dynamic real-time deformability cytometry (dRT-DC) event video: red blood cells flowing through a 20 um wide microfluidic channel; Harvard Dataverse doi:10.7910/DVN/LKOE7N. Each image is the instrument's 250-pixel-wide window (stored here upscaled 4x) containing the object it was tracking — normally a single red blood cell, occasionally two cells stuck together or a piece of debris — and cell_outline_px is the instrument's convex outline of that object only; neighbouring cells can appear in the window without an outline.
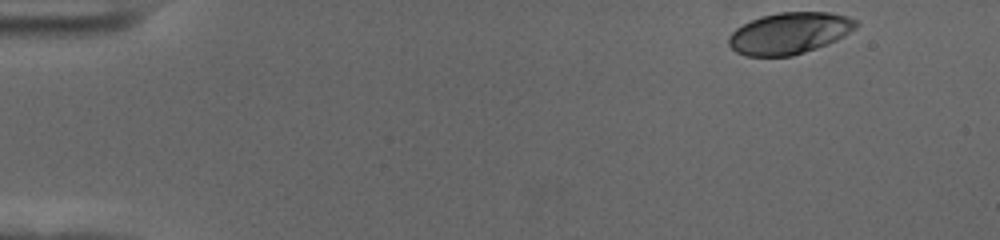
{"species": "human", "species_latin": "Homo sapiens", "temperature_condition": "cold", "stored_images_in_passage": 52, "camera_frame_rate_fps": 3000, "um_per_image_px": 0.085, "donor": {"sex": "female"}, "frame": {"image": 1, "passage_image": 1, "time_ms": 0.0, "image_size_px": [1000, 240], "cell_outline_px": [[860, 24], [856, 28], [844, 36], [828, 44], [792, 56], [744, 56], [736, 52], [728, 44], [728, 36], [736, 28], [760, 16], [780, 12], [828, 12], [848, 16], [856, 20]], "centroid_in_image_um": [67.11, 2.82], "position_along_channel_um": 17.9, "area_um2": 30.92}}
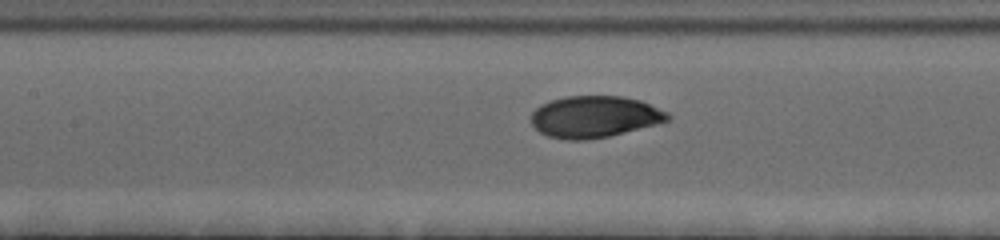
{"frame": {"image": 2, "passage_image": 22, "time_ms": 7.0, "image_size_px": [1000, 240], "cell_outline_px": [[672, 120], [608, 136], [584, 140], [564, 140], [548, 136], [540, 132], [532, 124], [532, 112], [540, 104], [552, 100], [568, 96], [620, 96], [640, 100], [668, 112], [672, 116]], "centroid_in_image_um": [50.55, 9.92], "position_along_channel_um": 156.9, "area_um2": 33.06}}
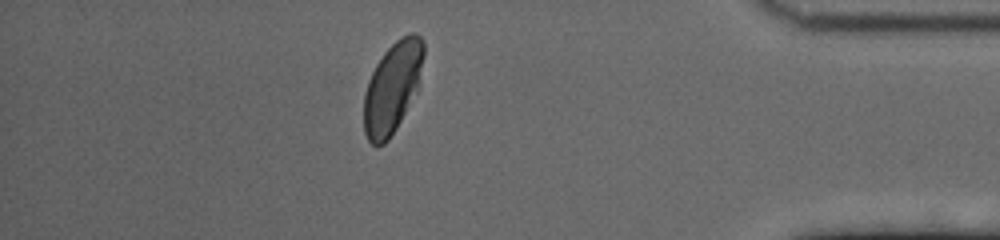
{"frame": {"image": 3, "passage_image": 45, "time_ms": 14.667, "image_size_px": [1000, 240], "cell_outline_px": [[424, 56], [420, 88], [396, 128], [388, 140], [384, 144], [372, 144], [368, 140], [364, 132], [364, 92], [368, 80], [376, 64], [384, 52], [400, 36], [412, 32], [416, 32], [424, 40]], "centroid_in_image_um": [33.39, 7.4], "position_along_channel_um": 401.8, "area_um2": 32.14}, "authors_computed_cell_mechanics": {"area_um2": 32.1368, "velocity_mm_per_s": 3.6386, "shape_relaxation_time_tau1_ms": 2.3109, "shape_relaxation_time_tau2_ms": null, "deformation_change_tau1": 0.1315, "deformation_change_tau2": null}}